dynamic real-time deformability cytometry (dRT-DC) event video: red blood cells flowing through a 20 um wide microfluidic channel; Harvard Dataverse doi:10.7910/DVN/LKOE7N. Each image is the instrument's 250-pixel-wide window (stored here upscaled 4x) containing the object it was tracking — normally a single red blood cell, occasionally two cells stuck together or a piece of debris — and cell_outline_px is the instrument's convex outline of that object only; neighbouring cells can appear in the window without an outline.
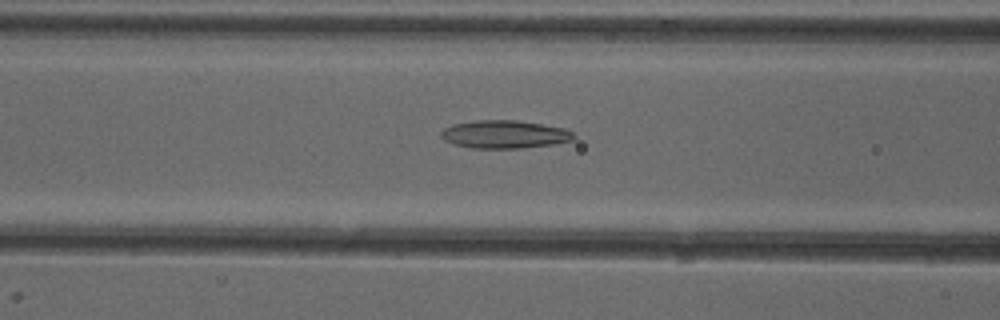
{"species": "common noctule bat (a hibernating species)", "species_latin": "Nyctalus noctula", "temperature_condition": "cold", "stored_images_in_passage": 45, "camera_frame_rate_fps": 3000, "um_per_image_px": 0.085, "animal": {"sex": "female"}, "frame": {"image": 1, "passage_image": 15, "time_ms": 4.667, "image_size_px": [1000, 320], "cell_outline_px": [[576, 136], [572, 140], [552, 144], [520, 148], [472, 148], [452, 144], [444, 140], [440, 136], [440, 132], [444, 128], [452, 124], [476, 120], [516, 120], [564, 128], [572, 132]], "centroid_in_image_um": [42.83, 11.42], "position_along_channel_um": 123.8, "area_um2": 21.62}}
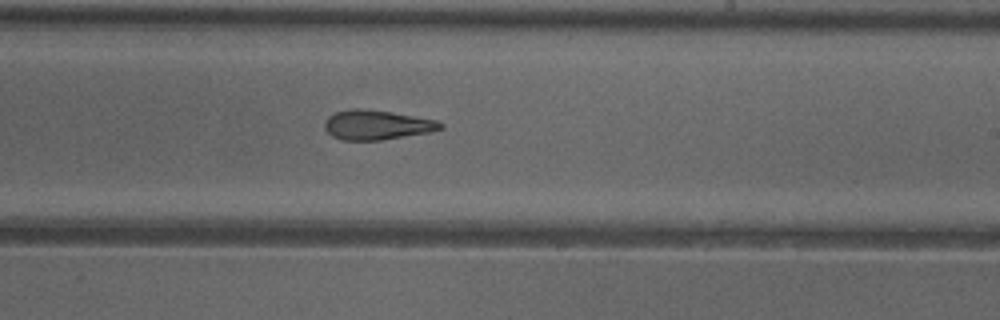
{"frame": {"image": 2, "passage_image": 25, "time_ms": 8.0, "image_size_px": [1000, 320], "cell_outline_px": [[444, 128], [432, 132], [380, 140], [340, 140], [332, 136], [324, 128], [324, 120], [328, 116], [336, 112], [352, 108], [356, 108], [392, 112], [436, 120], [444, 124]], "centroid_in_image_um": [32.02, 10.62], "position_along_channel_um": 257.0, "area_um2": 20.06}}
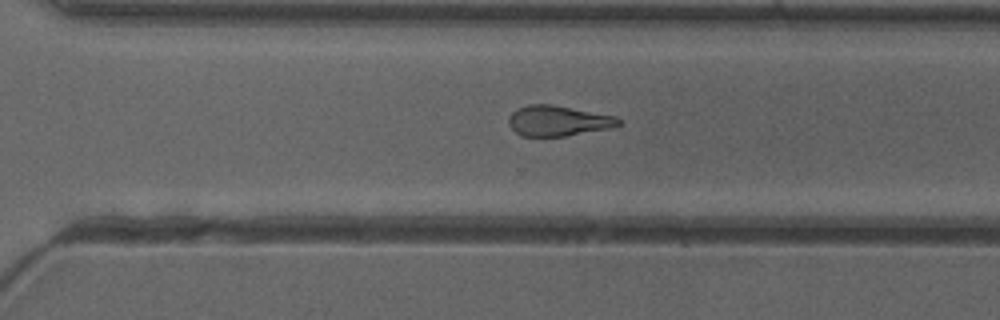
{"frame": {"image": 3, "passage_image": 30, "time_ms": 9.667, "image_size_px": [1000, 320], "cell_outline_px": [[624, 124], [612, 128], [564, 136], [520, 136], [508, 124], [508, 116], [516, 108], [528, 104], [548, 104], [616, 116]], "centroid_in_image_um": [47.43, 10.27], "position_along_channel_um": 323.2, "area_um2": 19.54}, "authors_computed_cell_mechanics": {"area_um2": 21.1548, "velocity_mm_per_s": 4.0002, "shape_relaxation_time_tau1_ms": null, "shape_relaxation_time_tau2_ms": 6.1295, "deformation_change_tau1": null, "deformation_change_tau2": 0.1816}}